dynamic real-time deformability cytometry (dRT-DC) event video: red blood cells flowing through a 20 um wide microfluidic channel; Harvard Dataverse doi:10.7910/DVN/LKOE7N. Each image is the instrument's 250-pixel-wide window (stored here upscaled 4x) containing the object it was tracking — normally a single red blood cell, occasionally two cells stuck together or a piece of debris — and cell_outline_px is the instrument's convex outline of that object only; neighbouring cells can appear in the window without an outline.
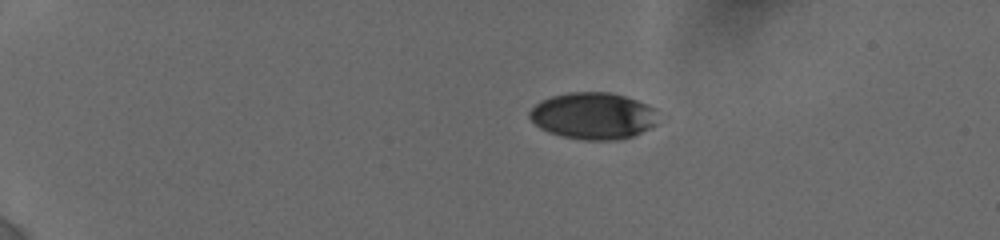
{"species": "human", "species_latin": "Homo sapiens", "temperature_condition": "cold", "stored_images_in_passage": 32, "camera_frame_rate_fps": 3000, "um_per_image_px": 0.085, "donor": {"sex": "female"}, "frame": {"image": 1, "passage_image": 1, "time_ms": 0.0, "image_size_px": [1000, 240], "cell_outline_px": [[656, 124], [632, 136], [616, 140], [584, 140], [564, 136], [548, 132], [540, 128], [528, 116], [528, 112], [540, 100], [552, 96], [568, 92], [608, 92], [624, 96], [636, 100], [656, 108]], "centroid_in_image_um": [50.39, 9.84], "position_along_channel_um": 34.6, "area_um2": 34.85}}
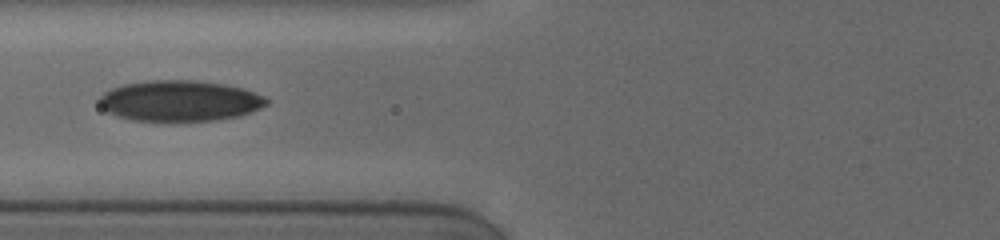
{"frame": {"image": 2, "passage_image": 23, "time_ms": 4.333, "image_size_px": [1000, 240], "cell_outline_px": [[268, 104], [252, 112], [240, 116], [216, 120], [132, 120], [116, 116], [108, 112], [100, 104], [100, 96], [104, 92], [112, 88], [124, 84], [144, 80], [200, 80], [224, 84], [244, 88], [264, 96], [268, 100]], "centroid_in_image_um": [15.31, 8.55], "position_along_channel_um": 110.5, "area_um2": 39.77}}
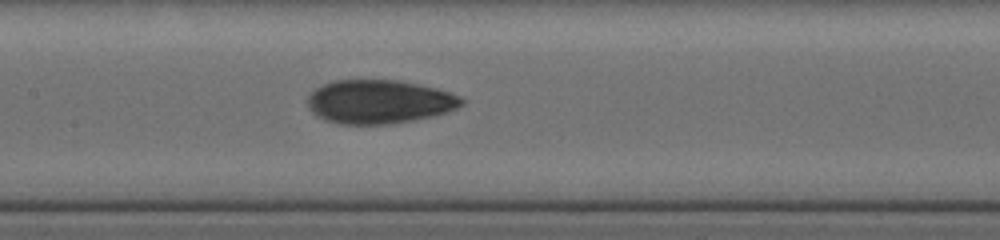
{"frame": {"image": 3, "passage_image": 31, "time_ms": 6.0, "image_size_px": [1000, 240], "cell_outline_px": [[464, 104], [456, 108], [432, 116], [392, 124], [340, 124], [324, 120], [312, 112], [308, 108], [308, 96], [316, 88], [332, 80], [396, 80], [436, 88], [460, 96], [464, 100]], "centroid_in_image_um": [32.2, 8.65], "position_along_channel_um": 175.2, "area_um2": 39.07}}